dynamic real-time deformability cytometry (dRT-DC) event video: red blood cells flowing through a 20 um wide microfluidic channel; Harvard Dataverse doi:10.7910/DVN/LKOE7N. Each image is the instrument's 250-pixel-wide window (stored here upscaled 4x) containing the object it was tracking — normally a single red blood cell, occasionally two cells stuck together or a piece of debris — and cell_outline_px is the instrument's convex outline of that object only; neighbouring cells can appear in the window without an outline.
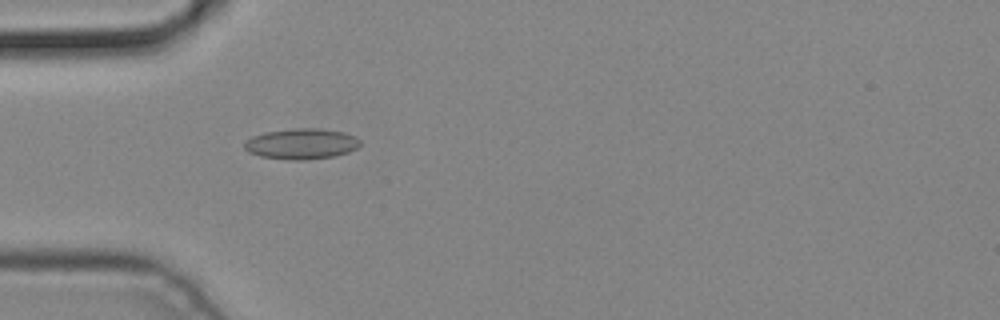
{"species": "common noctule bat (a hibernating species)", "species_latin": "Nyctalus noctula", "temperature_condition": "cold", "stored_images_in_passage": 3, "camera_frame_rate_fps": 3000, "um_per_image_px": 0.085, "animal": {"sex": "male", "body_mass_g": 19.2, "forearm_length_mm": 51.8}, "frame": {"image": 1, "passage_image": 3, "time_ms": 0.667, "image_size_px": [1000, 320], "cell_outline_px": [[360, 144], [356, 148], [348, 152], [332, 156], [304, 160], [288, 160], [260, 156], [248, 152], [244, 148], [244, 144], [252, 136], [264, 132], [296, 128], [320, 128], [344, 132], [356, 136], [360, 140]], "centroid_in_image_um": [25.62, 12.22], "position_along_channel_um": 59.4, "area_um2": 20.69}}